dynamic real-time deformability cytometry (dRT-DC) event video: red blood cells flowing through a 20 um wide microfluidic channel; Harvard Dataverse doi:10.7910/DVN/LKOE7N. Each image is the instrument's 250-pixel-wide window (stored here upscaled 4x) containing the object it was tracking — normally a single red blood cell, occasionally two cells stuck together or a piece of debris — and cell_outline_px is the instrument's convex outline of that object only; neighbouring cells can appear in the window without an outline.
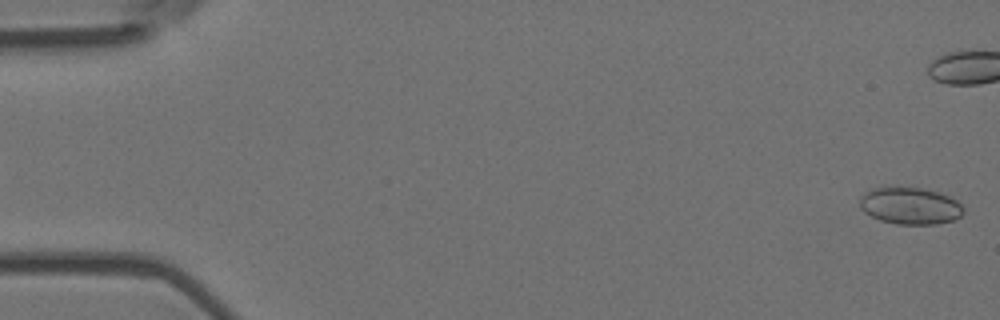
{"species": "Egyptian fruit bat (a non-hibernating species)", "species_latin": "Rousettus aegyptiacus", "temperature_condition": "room temperature", "stored_images_in_passage": 6, "segment_of_instrument_passage": [2, 2], "camera_frame_rate_fps": 3000, "um_per_image_px": 0.085, "animal": {"sex": "female"}, "frame": {"image": 1, "passage_image": 6, "time_ms": 1.667, "image_size_px": [1000, 320], "cell_outline_px": [[964, 212], [956, 220], [936, 224], [896, 224], [880, 220], [864, 212], [860, 208], [860, 196], [864, 192], [872, 188], [884, 184], [896, 184], [924, 188], [948, 196], [956, 200], [964, 208]], "centroid_in_image_um": [77.31, 17.44], "position_along_channel_um": 7.7, "area_um2": 23.18}}